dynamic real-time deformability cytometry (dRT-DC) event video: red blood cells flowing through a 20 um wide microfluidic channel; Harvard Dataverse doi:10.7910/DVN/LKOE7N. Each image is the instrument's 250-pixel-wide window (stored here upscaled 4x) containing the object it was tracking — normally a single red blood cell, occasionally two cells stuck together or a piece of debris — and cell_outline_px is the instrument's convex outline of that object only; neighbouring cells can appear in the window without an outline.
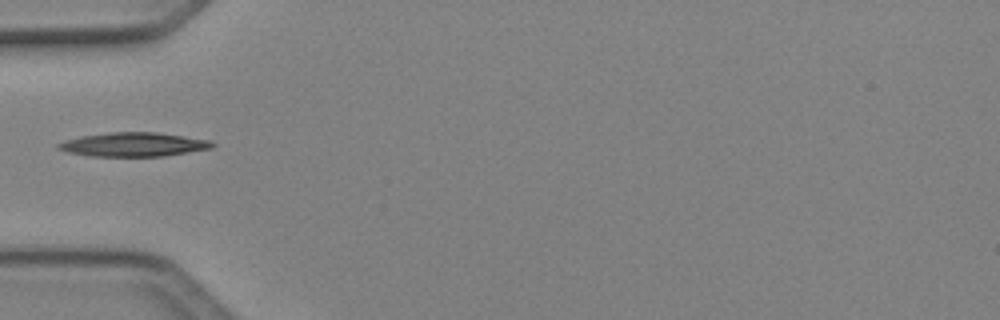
{"species": "Egyptian fruit bat (a non-hibernating species)", "species_latin": "Rousettus aegyptiacus", "temperature_condition": "cold", "stored_images_in_passage": 2, "camera_frame_rate_fps": 3000, "um_per_image_px": 0.085, "animal": {"sex": "female"}, "frame": {"image": 1, "passage_image": 1, "time_ms": 0.0, "image_size_px": [1000, 320], "cell_outline_px": [[216, 144], [212, 148], [164, 156], [88, 156], [68, 152], [56, 148], [56, 144], [64, 140], [80, 136], [112, 132], [156, 132], [212, 140]], "centroid_in_image_um": [11.35, 12.28], "position_along_channel_um": 73.7, "area_um2": 21.62}}
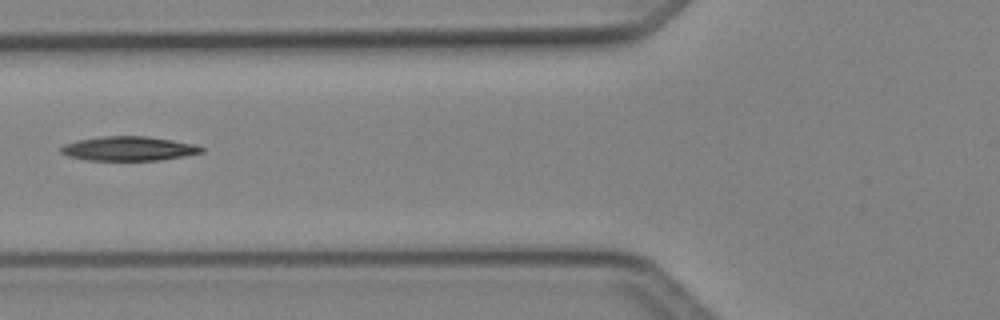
{"frame": {"image": 2, "passage_image": 2, "time_ms": 0.333, "image_size_px": [1000, 320], "cell_outline_px": [[204, 152], [184, 156], [160, 160], [84, 160], [68, 156], [60, 152], [60, 148], [64, 144], [76, 140], [100, 136], [148, 136], [196, 144], [204, 148]], "centroid_in_image_um": [10.93, 12.62], "position_along_channel_um": 114.9, "area_um2": 20.06}}